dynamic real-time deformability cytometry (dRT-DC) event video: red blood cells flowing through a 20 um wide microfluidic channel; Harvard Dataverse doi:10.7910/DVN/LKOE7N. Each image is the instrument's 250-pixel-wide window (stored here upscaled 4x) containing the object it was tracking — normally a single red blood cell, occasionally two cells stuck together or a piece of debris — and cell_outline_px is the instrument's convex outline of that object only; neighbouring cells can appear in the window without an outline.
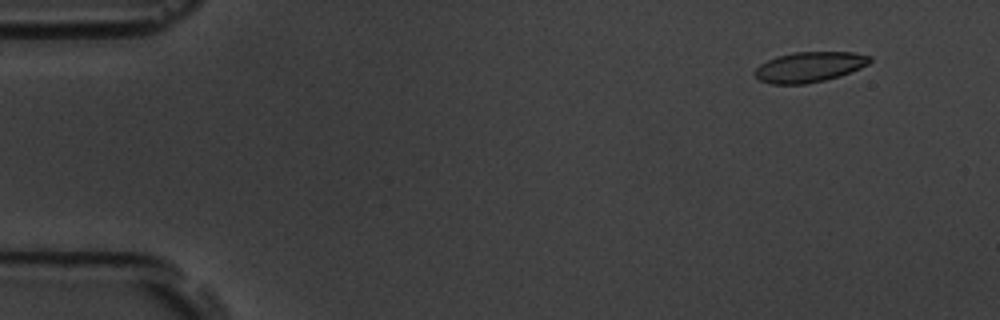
{"species": "common noctule bat (a hibernating species)", "species_latin": "Nyctalus noctula", "temperature_condition": "room temperature", "stored_images_in_passage": 6, "camera_frame_rate_fps": 3000, "um_per_image_px": 0.085, "animal": {"sex": "male", "body_mass_g": 19.5, "forearm_length_mm": 54.6}, "frame": {"image": 1, "passage_image": 2, "time_ms": 1.0, "image_size_px": [1000, 320], "cell_outline_px": [[872, 60], [868, 64], [860, 68], [840, 76], [824, 80], [804, 84], [772, 84], [760, 80], [752, 72], [760, 64], [776, 56], [792, 52], [852, 52], [872, 56]], "centroid_in_image_um": [68.79, 5.68], "position_along_channel_um": 16.2, "area_um2": 20.35}}
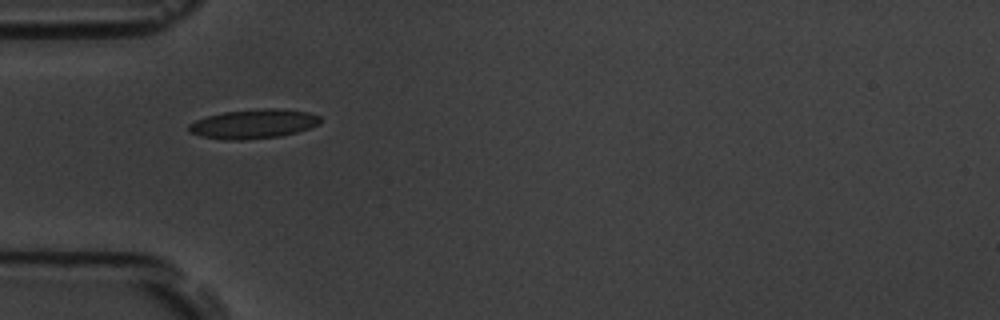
{"frame": {"image": 2, "passage_image": 5, "time_ms": 5.333, "image_size_px": [1000, 320], "cell_outline_px": [[320, 124], [296, 132], [280, 136], [240, 140], [224, 140], [200, 136], [192, 132], [188, 128], [188, 124], [196, 120], [208, 116], [224, 112], [260, 108], [276, 108], [308, 112], [320, 116]], "centroid_in_image_um": [21.55, 10.53], "position_along_channel_um": 63.5, "area_um2": 22.31}}
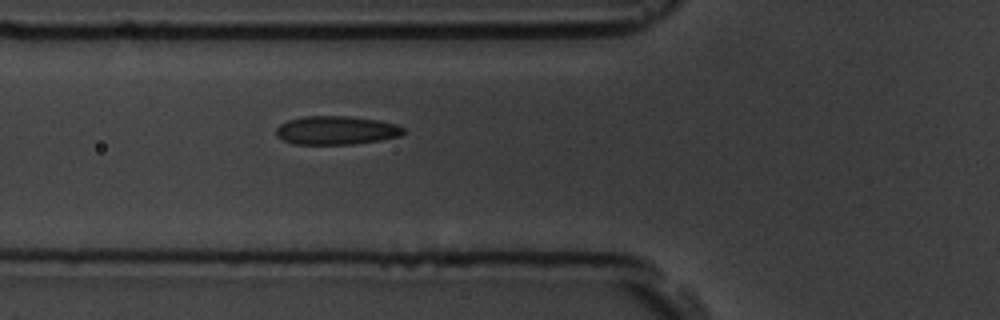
{"frame": {"image": 3, "passage_image": 6, "time_ms": 6.333, "image_size_px": [1000, 320], "cell_outline_px": [[408, 132], [400, 136], [380, 140], [352, 144], [292, 144], [276, 136], [276, 128], [280, 124], [288, 120], [304, 116], [348, 116], [380, 120], [396, 124], [404, 128]], "centroid_in_image_um": [28.61, 11.07], "position_along_channel_um": 97.2, "area_um2": 21.39}}